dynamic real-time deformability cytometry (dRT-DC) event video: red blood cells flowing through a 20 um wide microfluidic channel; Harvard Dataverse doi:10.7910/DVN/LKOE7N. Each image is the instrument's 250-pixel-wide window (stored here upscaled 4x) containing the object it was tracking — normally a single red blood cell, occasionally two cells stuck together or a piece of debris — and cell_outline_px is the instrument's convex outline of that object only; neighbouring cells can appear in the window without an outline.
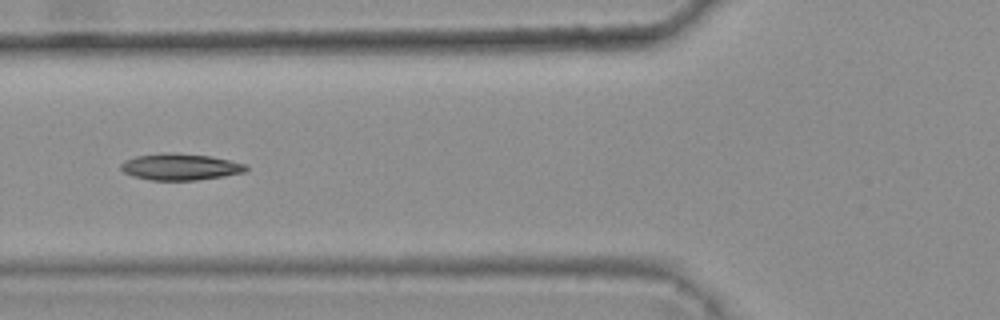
{"species": "common noctule bat (a hibernating species)", "species_latin": "Nyctalus noctula", "temperature_condition": "warm", "stored_images_in_passage": 4, "camera_frame_rate_fps": 3000, "um_per_image_px": 0.085, "animal": {"sex": "female", "body_mass_g": 25.1}, "frame": {"image": 1, "passage_image": 4, "time_ms": 1.0, "image_size_px": [1000, 320], "cell_outline_px": [[248, 168], [244, 172], [224, 176], [196, 180], [152, 180], [132, 176], [124, 172], [120, 168], [120, 164], [124, 160], [136, 156], [176, 152], [208, 156], [228, 160], [244, 164]], "centroid_in_image_um": [15.28, 14.18], "position_along_channel_um": 110.5, "area_um2": 19.13}}